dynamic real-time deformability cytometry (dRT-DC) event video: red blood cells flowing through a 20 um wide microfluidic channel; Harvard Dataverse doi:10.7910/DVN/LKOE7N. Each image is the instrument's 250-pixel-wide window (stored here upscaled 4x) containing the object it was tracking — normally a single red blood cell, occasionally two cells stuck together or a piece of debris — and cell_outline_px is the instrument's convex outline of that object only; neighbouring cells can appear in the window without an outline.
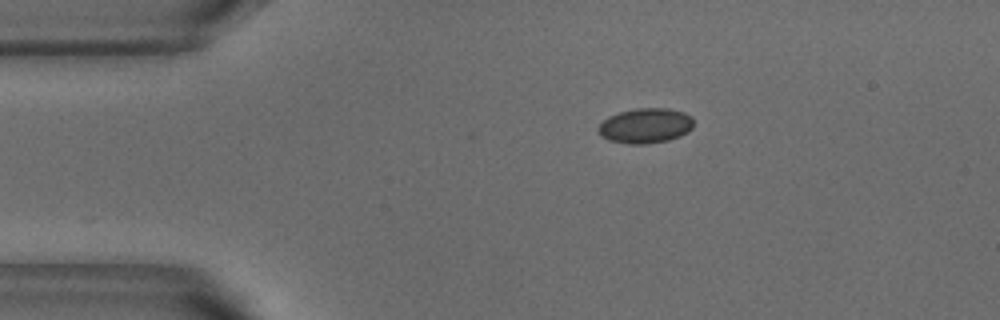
{"species": "common noctule bat (a hibernating species)", "species_latin": "Nyctalus noctula", "temperature_condition": "warm", "stored_images_in_passage": 33, "camera_frame_rate_fps": 3000, "um_per_image_px": 0.085, "animal": {"sex": "male", "body_mass_g": 18.8}, "frame": {"image": 1, "passage_image": 1, "time_ms": 0.0, "image_size_px": [1000, 320], "cell_outline_px": [[692, 128], [688, 132], [680, 136], [668, 140], [644, 144], [628, 144], [608, 140], [600, 136], [596, 128], [608, 116], [620, 112], [636, 108], [668, 108], [684, 112], [692, 116]], "centroid_in_image_um": [54.84, 10.68], "position_along_channel_um": 30.2, "area_um2": 19.59}}
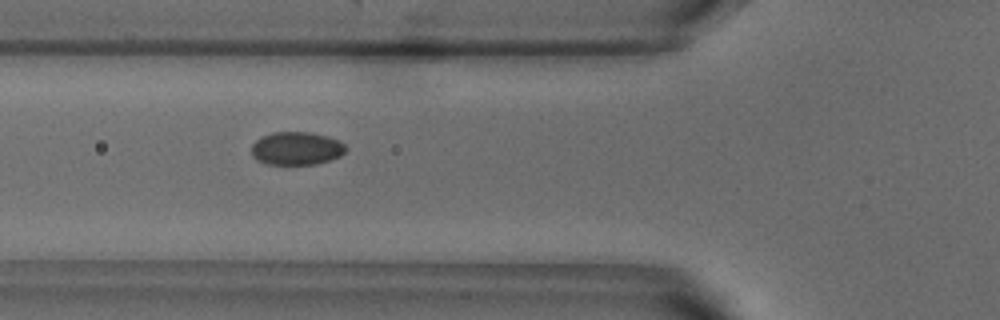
{"frame": {"image": 2, "passage_image": 10, "time_ms": 3.0, "image_size_px": [1000, 320], "cell_outline_px": [[348, 148], [340, 156], [316, 164], [268, 164], [252, 156], [252, 144], [256, 140], [272, 132], [312, 132], [328, 136], [340, 140]], "centroid_in_image_um": [25.24, 12.6], "position_along_channel_um": 100.6, "area_um2": 18.15}}
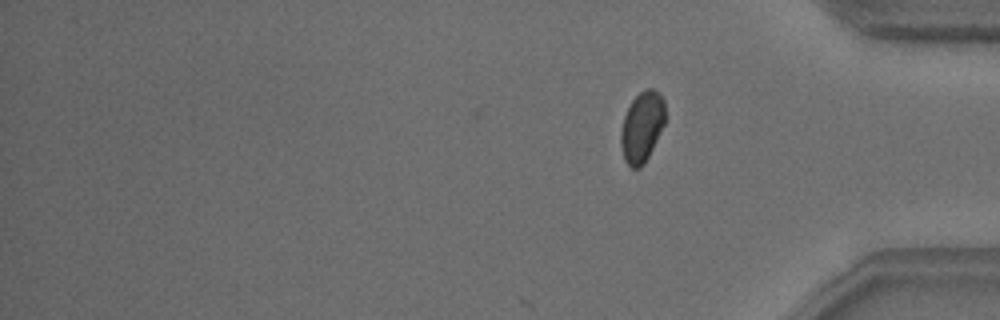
{"frame": {"image": 3, "passage_image": 33, "time_ms": 10.667, "image_size_px": [1000, 320], "cell_outline_px": [[664, 124], [644, 164], [640, 168], [632, 168], [624, 160], [620, 144], [620, 132], [624, 116], [632, 100], [644, 88], [652, 88], [664, 100]], "centroid_in_image_um": [54.54, 10.79], "position_along_channel_um": 380.7, "area_um2": 17.98}, "authors_computed_cell_mechanics": {"area_um2": 18.785, "velocity_mm_per_s": 3.7867, "shape_relaxation_time_tau1_ms": 3.6998, "shape_relaxation_time_tau2_ms": null, "deformation_change_tau1": 0.0701, "deformation_change_tau2": null}}